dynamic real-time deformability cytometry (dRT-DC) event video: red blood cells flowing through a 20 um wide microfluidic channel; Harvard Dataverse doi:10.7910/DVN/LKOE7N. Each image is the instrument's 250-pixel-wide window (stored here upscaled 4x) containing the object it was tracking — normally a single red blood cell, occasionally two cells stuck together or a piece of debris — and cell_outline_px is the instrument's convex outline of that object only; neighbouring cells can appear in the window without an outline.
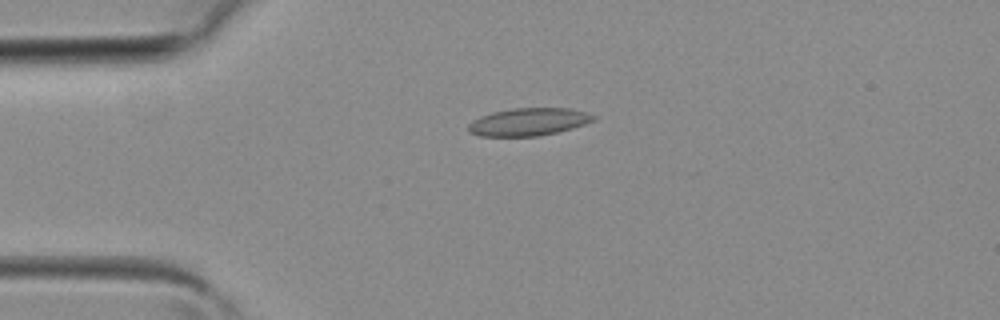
{"species": "common noctule bat (a hibernating species)", "species_latin": "Nyctalus noctula", "temperature_condition": "room temperature", "stored_images_in_passage": 1, "camera_frame_rate_fps": 3000, "um_per_image_px": 0.085, "animal": {"sex": "female", "body_mass_g": 19.3, "forearm_length_mm": 54.1}, "frame": {"image": 1, "passage_image": 1, "time_ms": 0.0, "image_size_px": [1000, 320], "cell_outline_px": [[596, 120], [572, 128], [540, 136], [480, 136], [468, 132], [468, 124], [472, 120], [480, 116], [492, 112], [512, 108], [568, 108], [584, 112], [596, 116]], "centroid_in_image_um": [44.89, 10.36], "position_along_channel_um": 40.1, "area_um2": 20.17}}